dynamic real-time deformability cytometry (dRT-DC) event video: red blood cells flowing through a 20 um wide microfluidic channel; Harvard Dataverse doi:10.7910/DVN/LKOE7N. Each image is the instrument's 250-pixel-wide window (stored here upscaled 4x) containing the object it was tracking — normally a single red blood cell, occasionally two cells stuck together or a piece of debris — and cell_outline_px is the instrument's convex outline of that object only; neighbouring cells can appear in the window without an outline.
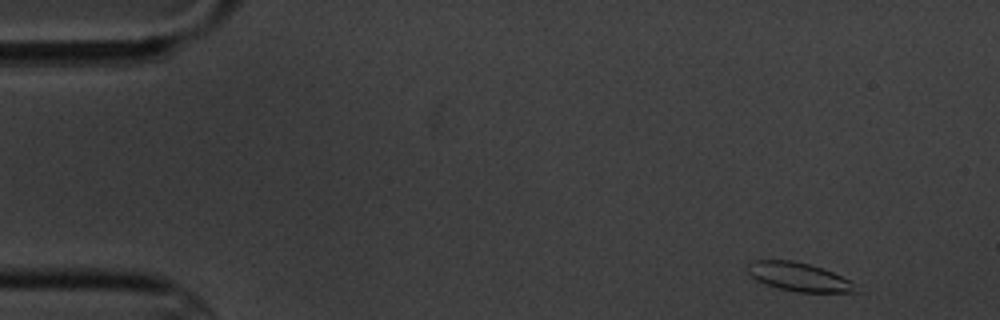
{"species": "common noctule bat (a hibernating species)", "species_latin": "Nyctalus noctula", "temperature_condition": "cold", "stored_images_in_passage": 14, "camera_frame_rate_fps": 3000, "um_per_image_px": 0.085, "animal": {"sex": "male", "body_mass_g": 20.1, "forearm_length_mm": 53.5}, "frame": {"image": 1, "passage_image": 1, "time_ms": 0.0, "image_size_px": [1000, 320], "cell_outline_px": [[860, 292], [796, 292], [764, 284], [756, 280], [748, 272], [748, 264], [752, 260], [792, 260], [808, 264], [832, 272], [860, 284]], "centroid_in_image_um": [67.97, 23.55], "position_along_channel_um": 17.0, "area_um2": 18.15}}
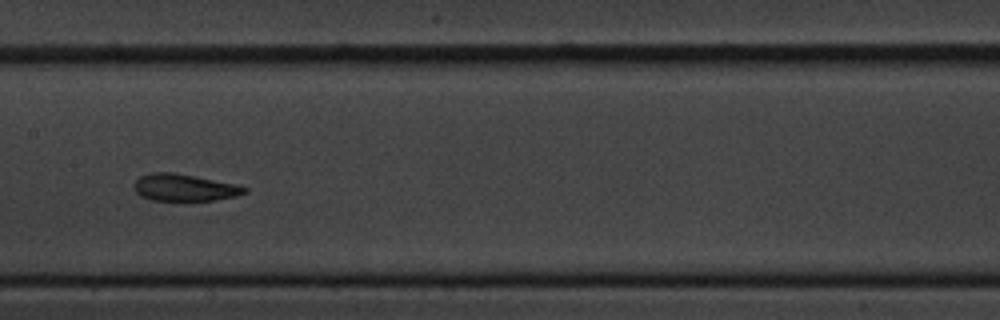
{"frame": {"image": 2, "passage_image": 7, "time_ms": 8.0, "image_size_px": [1000, 320], "cell_outline_px": [[248, 192], [236, 196], [216, 200], [152, 200], [140, 196], [136, 192], [132, 184], [140, 176], [152, 172], [172, 172], [236, 184], [248, 188]], "centroid_in_image_um": [15.66, 15.94], "position_along_channel_um": 191.7, "area_um2": 17.34}}
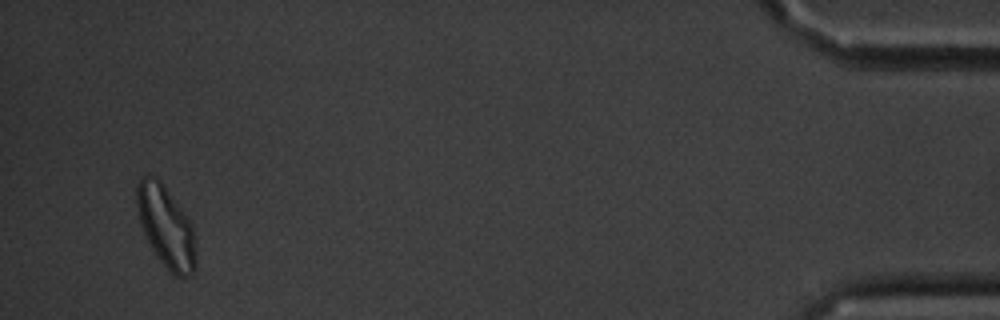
{"frame": {"image": 3, "passage_image": 14, "time_ms": 17.0, "image_size_px": [1000, 320], "cell_outline_px": [[196, 268], [192, 276], [176, 276], [156, 256], [144, 232], [140, 220], [136, 200], [136, 184], [140, 176], [156, 176], [160, 180], [184, 212], [192, 224], [196, 236]], "centroid_in_image_um": [14.14, 19.26], "position_along_channel_um": 421.1, "area_um2": 28.03}, "authors_computed_cell_mechanics": {"area_um2": 18.1781, "velocity_mm_per_s": 3.417, "shape_relaxation_time_tau1_ms": 3.2206, "shape_relaxation_time_tau2_ms": 1.2408, "deformation_change_tau1": 0.1115, "deformation_change_tau2": 0.0699}}